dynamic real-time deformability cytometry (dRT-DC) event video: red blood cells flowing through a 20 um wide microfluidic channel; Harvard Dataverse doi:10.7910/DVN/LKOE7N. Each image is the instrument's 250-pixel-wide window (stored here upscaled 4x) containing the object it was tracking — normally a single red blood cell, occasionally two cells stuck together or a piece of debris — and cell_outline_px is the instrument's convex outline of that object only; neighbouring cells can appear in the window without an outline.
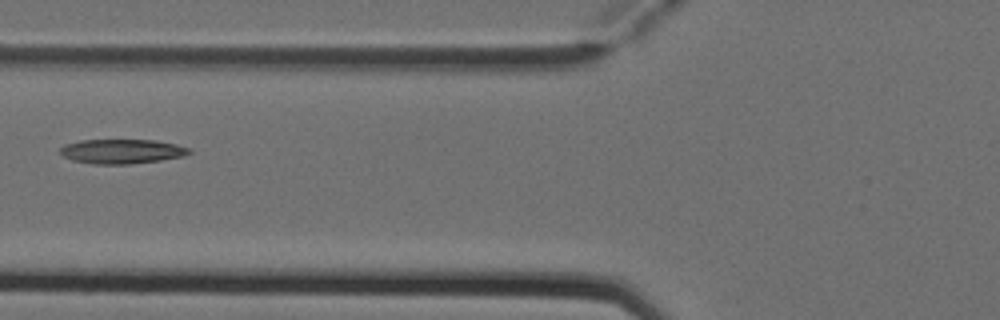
{"species": "Egyptian fruit bat (a non-hibernating species)", "species_latin": "Rousettus aegyptiacus", "temperature_condition": "cold", "stored_images_in_passage": 3, "camera_frame_rate_fps": 3000, "um_per_image_px": 0.085, "animal": {"sex": "female"}, "frame": {"image": 1, "passage_image": 3, "time_ms": 0.667, "image_size_px": [1000, 320], "cell_outline_px": [[192, 152], [184, 156], [160, 160], [132, 164], [92, 164], [72, 160], [64, 156], [60, 152], [60, 148], [64, 144], [80, 140], [156, 140], [176, 144], [192, 148]], "centroid_in_image_um": [10.38, 12.86], "position_along_channel_um": 115.4, "area_um2": 18.55}}